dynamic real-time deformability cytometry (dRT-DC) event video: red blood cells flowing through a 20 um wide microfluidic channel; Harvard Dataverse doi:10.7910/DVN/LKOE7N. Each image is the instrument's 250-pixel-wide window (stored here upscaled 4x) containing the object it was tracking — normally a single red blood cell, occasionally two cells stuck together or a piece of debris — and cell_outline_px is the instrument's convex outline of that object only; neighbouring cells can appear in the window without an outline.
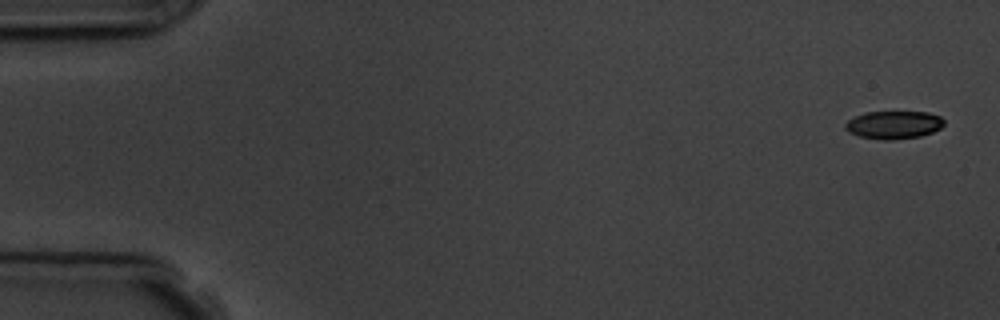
{"species": "common noctule bat (a hibernating species)", "species_latin": "Nyctalus noctula", "temperature_condition": "room temperature", "stored_images_in_passage": 5, "camera_frame_rate_fps": 3000, "um_per_image_px": 0.085, "animal": {"sex": "male", "body_mass_g": 19.5, "forearm_length_mm": 54.6}, "frame": {"image": 1, "passage_image": 1, "time_ms": 0.0, "image_size_px": [1000, 320], "cell_outline_px": [[944, 124], [940, 128], [932, 132], [920, 136], [892, 140], [884, 140], [860, 136], [848, 132], [844, 128], [844, 124], [848, 120], [864, 112], [928, 112], [940, 116], [944, 120]], "centroid_in_image_um": [75.96, 10.61], "position_along_channel_um": 9.0, "area_um2": 16.07}}
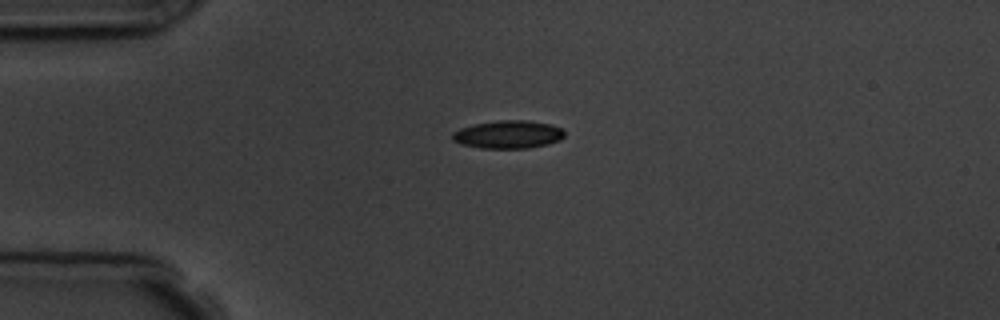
{"frame": {"image": 2, "passage_image": 4, "time_ms": 4.0, "image_size_px": [1000, 320], "cell_outline_px": [[564, 136], [560, 140], [548, 144], [528, 148], [480, 148], [460, 144], [452, 140], [452, 132], [460, 128], [476, 124], [500, 120], [528, 120], [552, 124], [564, 128]], "centroid_in_image_um": [43.22, 11.43], "position_along_channel_um": 41.8, "area_um2": 18.44}}